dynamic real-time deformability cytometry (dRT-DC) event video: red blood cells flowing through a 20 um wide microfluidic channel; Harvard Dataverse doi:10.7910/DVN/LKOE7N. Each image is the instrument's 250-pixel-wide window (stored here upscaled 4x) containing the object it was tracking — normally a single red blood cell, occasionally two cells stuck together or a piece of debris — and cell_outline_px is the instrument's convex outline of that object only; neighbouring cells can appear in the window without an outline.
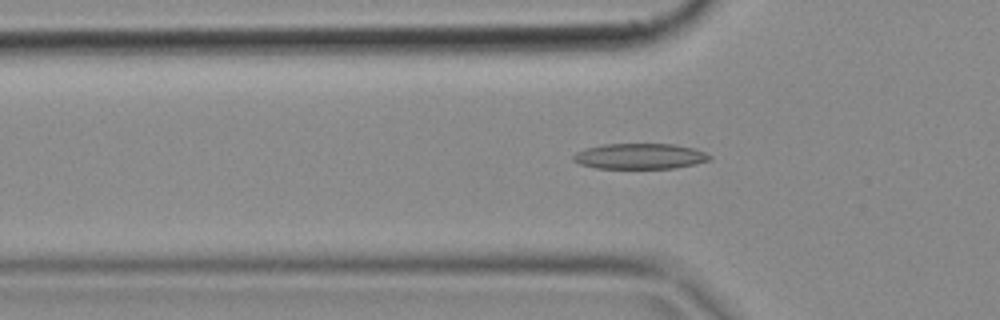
{"species": "common noctule bat (a hibernating species)", "species_latin": "Nyctalus noctula", "temperature_condition": "cold", "stored_images_in_passage": 50, "camera_frame_rate_fps": 3000, "um_per_image_px": 0.085, "animal": {"sex": "female", "body_mass_g": 18.4}, "frame": {"image": 1, "passage_image": 16, "time_ms": 5.0, "image_size_px": [1000, 320], "cell_outline_px": [[712, 160], [696, 164], [676, 168], [596, 168], [580, 164], [572, 160], [572, 156], [576, 152], [588, 148], [604, 144], [672, 144], [692, 148], [704, 152], [712, 156]], "centroid_in_image_um": [54.41, 13.29], "position_along_channel_um": 71.4, "area_um2": 20.29}}
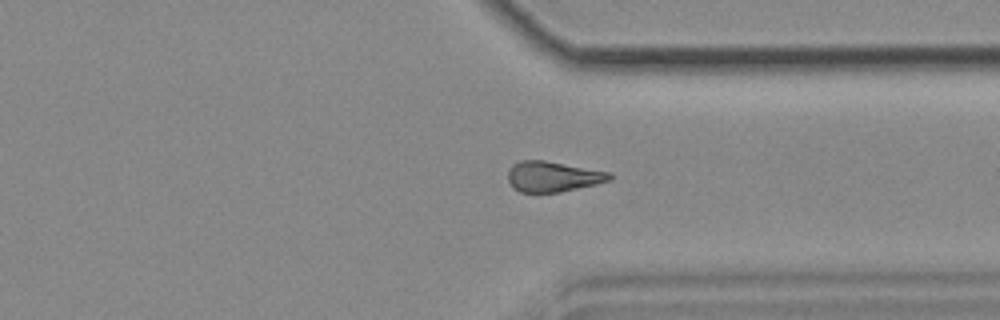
{"frame": {"image": 2, "passage_image": 38, "time_ms": 12.333, "image_size_px": [1000, 320], "cell_outline_px": [[612, 180], [596, 184], [560, 192], [520, 192], [512, 188], [508, 180], [508, 172], [512, 164], [520, 160], [544, 160], [612, 172]], "centroid_in_image_um": [47.0, 15.0], "position_along_channel_um": 364.4, "area_um2": 18.21}}
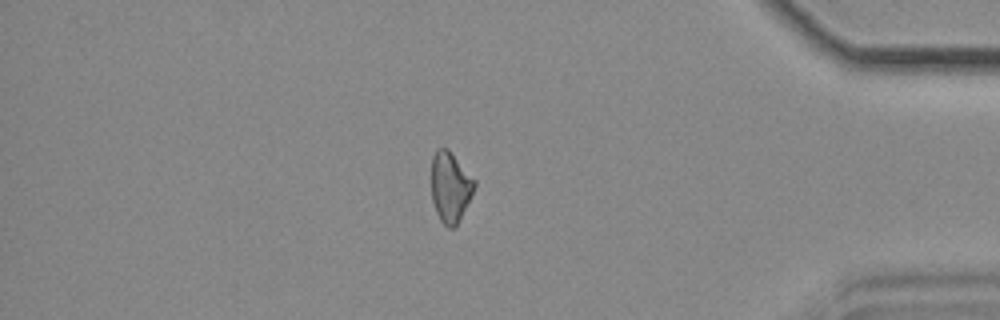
{"frame": {"image": 3, "passage_image": 43, "time_ms": 14.0, "image_size_px": [1000, 320], "cell_outline_px": [[476, 184], [456, 228], [448, 228], [440, 220], [436, 212], [432, 200], [432, 156], [436, 148], [448, 148], [476, 180]], "centroid_in_image_um": [38.27, 15.88], "position_along_channel_um": 396.9, "area_um2": 17.69}}